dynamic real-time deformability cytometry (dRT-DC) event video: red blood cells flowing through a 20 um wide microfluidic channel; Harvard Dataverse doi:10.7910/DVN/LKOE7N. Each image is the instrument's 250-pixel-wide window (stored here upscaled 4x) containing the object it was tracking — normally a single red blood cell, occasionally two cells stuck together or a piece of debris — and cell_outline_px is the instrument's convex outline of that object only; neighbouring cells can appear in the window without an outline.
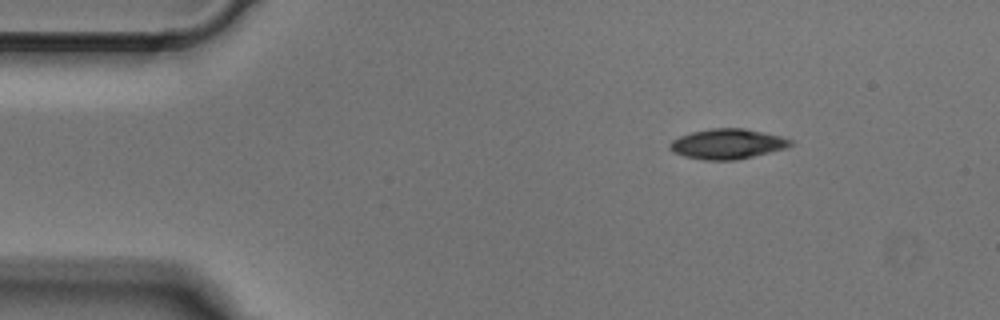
{"species": "Egyptian fruit bat (a non-hibernating species)", "species_latin": "Rousettus aegyptiacus", "temperature_condition": "cold", "stored_images_in_passage": 44, "camera_frame_rate_fps": 3000, "um_per_image_px": 0.085, "animal": {"sex": "male"}, "frame": {"image": 1, "passage_image": 1, "time_ms": 0.0, "image_size_px": [1000, 320], "cell_outline_px": [[796, 144], [784, 148], [736, 160], [704, 160], [684, 156], [672, 152], [668, 148], [668, 144], [672, 140], [680, 136], [692, 132], [712, 128], [744, 128], [780, 136], [792, 140]], "centroid_in_image_um": [61.79, 12.23], "position_along_channel_um": 23.2, "area_um2": 21.1}}
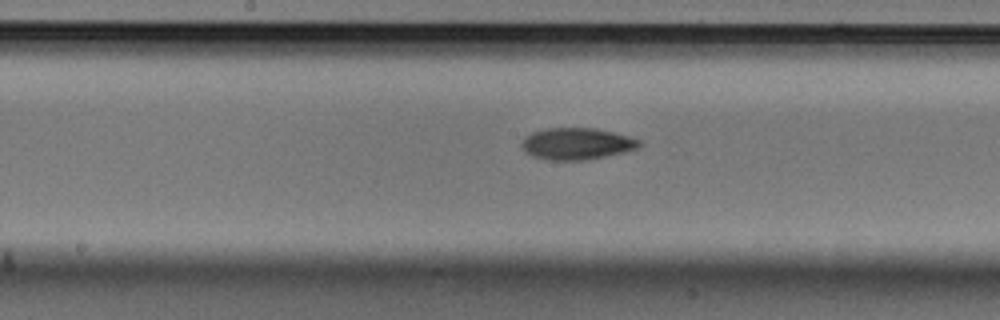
{"frame": {"image": 2, "passage_image": 19, "time_ms": 6.0, "image_size_px": [1000, 320], "cell_outline_px": [[644, 144], [640, 148], [624, 152], [584, 160], [548, 160], [532, 156], [524, 152], [520, 144], [524, 136], [532, 132], [548, 128], [592, 128], [612, 132], [628, 136], [640, 140]], "centroid_in_image_um": [49.01, 12.22], "position_along_channel_um": 199.2, "area_um2": 21.85}}
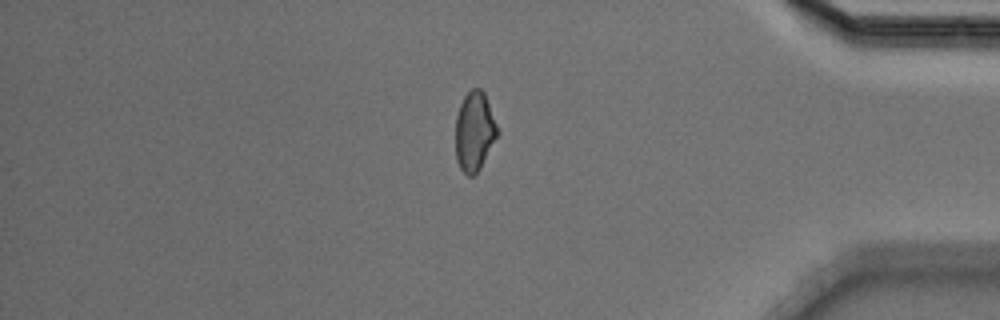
{"frame": {"image": 3, "passage_image": 36, "time_ms": 11.667, "image_size_px": [1000, 320], "cell_outline_px": [[500, 132], [480, 168], [472, 176], [468, 176], [460, 168], [456, 160], [456, 116], [460, 104], [464, 96], [472, 88], [480, 88], [484, 92]], "centroid_in_image_um": [40.33, 11.16], "position_along_channel_um": 394.9, "area_um2": 19.36}}